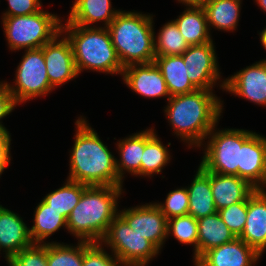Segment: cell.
I'll return each mask as SVG.
<instances>
[{"instance_id": "484cf974", "label": "cell", "mask_w": 266, "mask_h": 266, "mask_svg": "<svg viewBox=\"0 0 266 266\" xmlns=\"http://www.w3.org/2000/svg\"><path fill=\"white\" fill-rule=\"evenodd\" d=\"M241 2V0H207L203 8L209 30L211 27L226 32L236 30L240 19Z\"/></svg>"}, {"instance_id": "5b68a950", "label": "cell", "mask_w": 266, "mask_h": 266, "mask_svg": "<svg viewBox=\"0 0 266 266\" xmlns=\"http://www.w3.org/2000/svg\"><path fill=\"white\" fill-rule=\"evenodd\" d=\"M61 33L71 43L78 75L84 70L120 74L123 67L116 54L108 28L62 24Z\"/></svg>"}, {"instance_id": "8992f818", "label": "cell", "mask_w": 266, "mask_h": 266, "mask_svg": "<svg viewBox=\"0 0 266 266\" xmlns=\"http://www.w3.org/2000/svg\"><path fill=\"white\" fill-rule=\"evenodd\" d=\"M1 19L11 51L41 48L61 33V17L44 11L43 8L30 15Z\"/></svg>"}, {"instance_id": "83f0119b", "label": "cell", "mask_w": 266, "mask_h": 266, "mask_svg": "<svg viewBox=\"0 0 266 266\" xmlns=\"http://www.w3.org/2000/svg\"><path fill=\"white\" fill-rule=\"evenodd\" d=\"M162 143L153 128L146 129V145L141 158V177L159 174L169 163L170 151Z\"/></svg>"}, {"instance_id": "cb8c5ba5", "label": "cell", "mask_w": 266, "mask_h": 266, "mask_svg": "<svg viewBox=\"0 0 266 266\" xmlns=\"http://www.w3.org/2000/svg\"><path fill=\"white\" fill-rule=\"evenodd\" d=\"M197 223V259L204 252L231 242L236 238L218 212L198 219Z\"/></svg>"}, {"instance_id": "277c9868", "label": "cell", "mask_w": 266, "mask_h": 266, "mask_svg": "<svg viewBox=\"0 0 266 266\" xmlns=\"http://www.w3.org/2000/svg\"><path fill=\"white\" fill-rule=\"evenodd\" d=\"M152 14L120 10L108 25L113 46L122 67L155 60Z\"/></svg>"}, {"instance_id": "52a82bcc", "label": "cell", "mask_w": 266, "mask_h": 266, "mask_svg": "<svg viewBox=\"0 0 266 266\" xmlns=\"http://www.w3.org/2000/svg\"><path fill=\"white\" fill-rule=\"evenodd\" d=\"M216 126L206 137L200 166L209 172L238 176L241 146L254 132L234 128L216 130Z\"/></svg>"}, {"instance_id": "d6986e66", "label": "cell", "mask_w": 266, "mask_h": 266, "mask_svg": "<svg viewBox=\"0 0 266 266\" xmlns=\"http://www.w3.org/2000/svg\"><path fill=\"white\" fill-rule=\"evenodd\" d=\"M210 183L216 210L244 201L255 188L236 175L210 172Z\"/></svg>"}, {"instance_id": "44dd1931", "label": "cell", "mask_w": 266, "mask_h": 266, "mask_svg": "<svg viewBox=\"0 0 266 266\" xmlns=\"http://www.w3.org/2000/svg\"><path fill=\"white\" fill-rule=\"evenodd\" d=\"M186 188L189 195L188 214L198 220L217 212L211 190L209 171L199 165L191 185Z\"/></svg>"}, {"instance_id": "3957f363", "label": "cell", "mask_w": 266, "mask_h": 266, "mask_svg": "<svg viewBox=\"0 0 266 266\" xmlns=\"http://www.w3.org/2000/svg\"><path fill=\"white\" fill-rule=\"evenodd\" d=\"M123 186H87L67 219V231L79 241L101 242L118 215Z\"/></svg>"}, {"instance_id": "ba28073f", "label": "cell", "mask_w": 266, "mask_h": 266, "mask_svg": "<svg viewBox=\"0 0 266 266\" xmlns=\"http://www.w3.org/2000/svg\"><path fill=\"white\" fill-rule=\"evenodd\" d=\"M102 245L125 266H146L161 252L151 241L135 232L118 214L110 223Z\"/></svg>"}, {"instance_id": "7402d4cb", "label": "cell", "mask_w": 266, "mask_h": 266, "mask_svg": "<svg viewBox=\"0 0 266 266\" xmlns=\"http://www.w3.org/2000/svg\"><path fill=\"white\" fill-rule=\"evenodd\" d=\"M154 63L160 69L170 96L188 94L198 90L187 75L181 55L156 56Z\"/></svg>"}, {"instance_id": "e575fe53", "label": "cell", "mask_w": 266, "mask_h": 266, "mask_svg": "<svg viewBox=\"0 0 266 266\" xmlns=\"http://www.w3.org/2000/svg\"><path fill=\"white\" fill-rule=\"evenodd\" d=\"M7 264L9 266H48L47 243H33L12 256Z\"/></svg>"}, {"instance_id": "603a6c76", "label": "cell", "mask_w": 266, "mask_h": 266, "mask_svg": "<svg viewBox=\"0 0 266 266\" xmlns=\"http://www.w3.org/2000/svg\"><path fill=\"white\" fill-rule=\"evenodd\" d=\"M116 145L120 156V159L116 158L119 179L123 182L125 172L141 176V158L146 145V129L120 139Z\"/></svg>"}, {"instance_id": "e0dca14e", "label": "cell", "mask_w": 266, "mask_h": 266, "mask_svg": "<svg viewBox=\"0 0 266 266\" xmlns=\"http://www.w3.org/2000/svg\"><path fill=\"white\" fill-rule=\"evenodd\" d=\"M247 245L261 256L266 250V189H255L247 197L246 225L241 233Z\"/></svg>"}, {"instance_id": "8d00e7d4", "label": "cell", "mask_w": 266, "mask_h": 266, "mask_svg": "<svg viewBox=\"0 0 266 266\" xmlns=\"http://www.w3.org/2000/svg\"><path fill=\"white\" fill-rule=\"evenodd\" d=\"M9 6L2 17L24 16L41 11V0H7Z\"/></svg>"}, {"instance_id": "2e32d148", "label": "cell", "mask_w": 266, "mask_h": 266, "mask_svg": "<svg viewBox=\"0 0 266 266\" xmlns=\"http://www.w3.org/2000/svg\"><path fill=\"white\" fill-rule=\"evenodd\" d=\"M261 255L242 239L224 243L204 252L195 262V266H254ZM255 263V264H254Z\"/></svg>"}, {"instance_id": "d590c367", "label": "cell", "mask_w": 266, "mask_h": 266, "mask_svg": "<svg viewBox=\"0 0 266 266\" xmlns=\"http://www.w3.org/2000/svg\"><path fill=\"white\" fill-rule=\"evenodd\" d=\"M235 237L239 238L246 225L247 198L217 211Z\"/></svg>"}, {"instance_id": "60d3db41", "label": "cell", "mask_w": 266, "mask_h": 266, "mask_svg": "<svg viewBox=\"0 0 266 266\" xmlns=\"http://www.w3.org/2000/svg\"><path fill=\"white\" fill-rule=\"evenodd\" d=\"M260 35V41L263 45V47L266 49V27L262 30V32L259 33ZM266 60V59H262Z\"/></svg>"}, {"instance_id": "ffe728a7", "label": "cell", "mask_w": 266, "mask_h": 266, "mask_svg": "<svg viewBox=\"0 0 266 266\" xmlns=\"http://www.w3.org/2000/svg\"><path fill=\"white\" fill-rule=\"evenodd\" d=\"M111 3V0H75L65 23L91 27L104 22V28H107L120 11L112 8Z\"/></svg>"}, {"instance_id": "d4e9b609", "label": "cell", "mask_w": 266, "mask_h": 266, "mask_svg": "<svg viewBox=\"0 0 266 266\" xmlns=\"http://www.w3.org/2000/svg\"><path fill=\"white\" fill-rule=\"evenodd\" d=\"M173 21L189 46L213 41L203 7H186Z\"/></svg>"}, {"instance_id": "b9f144b4", "label": "cell", "mask_w": 266, "mask_h": 266, "mask_svg": "<svg viewBox=\"0 0 266 266\" xmlns=\"http://www.w3.org/2000/svg\"><path fill=\"white\" fill-rule=\"evenodd\" d=\"M261 10L266 12V0H255Z\"/></svg>"}, {"instance_id": "ab89813d", "label": "cell", "mask_w": 266, "mask_h": 266, "mask_svg": "<svg viewBox=\"0 0 266 266\" xmlns=\"http://www.w3.org/2000/svg\"><path fill=\"white\" fill-rule=\"evenodd\" d=\"M186 7H203L207 0H177Z\"/></svg>"}, {"instance_id": "9a60e30c", "label": "cell", "mask_w": 266, "mask_h": 266, "mask_svg": "<svg viewBox=\"0 0 266 266\" xmlns=\"http://www.w3.org/2000/svg\"><path fill=\"white\" fill-rule=\"evenodd\" d=\"M122 79L126 86L145 98L171 97L160 69L154 62L133 64L123 68Z\"/></svg>"}, {"instance_id": "d6a6232c", "label": "cell", "mask_w": 266, "mask_h": 266, "mask_svg": "<svg viewBox=\"0 0 266 266\" xmlns=\"http://www.w3.org/2000/svg\"><path fill=\"white\" fill-rule=\"evenodd\" d=\"M160 211L167 219L187 215L189 210V195L186 187L177 188L167 194L164 203H157Z\"/></svg>"}, {"instance_id": "ac0fdd59", "label": "cell", "mask_w": 266, "mask_h": 266, "mask_svg": "<svg viewBox=\"0 0 266 266\" xmlns=\"http://www.w3.org/2000/svg\"><path fill=\"white\" fill-rule=\"evenodd\" d=\"M32 244L29 227L22 217L0 205V251L5 252L6 261Z\"/></svg>"}, {"instance_id": "9c48e42d", "label": "cell", "mask_w": 266, "mask_h": 266, "mask_svg": "<svg viewBox=\"0 0 266 266\" xmlns=\"http://www.w3.org/2000/svg\"><path fill=\"white\" fill-rule=\"evenodd\" d=\"M24 53L15 73L14 85L4 81L17 105L46 96L54 89L48 79L43 47L26 49Z\"/></svg>"}, {"instance_id": "1f68e13d", "label": "cell", "mask_w": 266, "mask_h": 266, "mask_svg": "<svg viewBox=\"0 0 266 266\" xmlns=\"http://www.w3.org/2000/svg\"><path fill=\"white\" fill-rule=\"evenodd\" d=\"M83 262V241L73 246L58 242L47 243V264L48 266H82Z\"/></svg>"}, {"instance_id": "836d02e7", "label": "cell", "mask_w": 266, "mask_h": 266, "mask_svg": "<svg viewBox=\"0 0 266 266\" xmlns=\"http://www.w3.org/2000/svg\"><path fill=\"white\" fill-rule=\"evenodd\" d=\"M82 266H125L113 253L109 255L101 242L83 241Z\"/></svg>"}, {"instance_id": "6da1fadb", "label": "cell", "mask_w": 266, "mask_h": 266, "mask_svg": "<svg viewBox=\"0 0 266 266\" xmlns=\"http://www.w3.org/2000/svg\"><path fill=\"white\" fill-rule=\"evenodd\" d=\"M213 90L198 89L192 93L171 96L164 111L174 135L189 147H202L209 132L223 113V100Z\"/></svg>"}, {"instance_id": "30bf717a", "label": "cell", "mask_w": 266, "mask_h": 266, "mask_svg": "<svg viewBox=\"0 0 266 266\" xmlns=\"http://www.w3.org/2000/svg\"><path fill=\"white\" fill-rule=\"evenodd\" d=\"M213 41L190 45L181 55L187 68V75L197 89L213 90L222 77Z\"/></svg>"}, {"instance_id": "8fae6325", "label": "cell", "mask_w": 266, "mask_h": 266, "mask_svg": "<svg viewBox=\"0 0 266 266\" xmlns=\"http://www.w3.org/2000/svg\"><path fill=\"white\" fill-rule=\"evenodd\" d=\"M118 214L139 235L151 241L159 250L167 239V218L154 203L122 209Z\"/></svg>"}, {"instance_id": "5bb4252c", "label": "cell", "mask_w": 266, "mask_h": 266, "mask_svg": "<svg viewBox=\"0 0 266 266\" xmlns=\"http://www.w3.org/2000/svg\"><path fill=\"white\" fill-rule=\"evenodd\" d=\"M238 177L255 189L266 188V137L254 132L242 144Z\"/></svg>"}, {"instance_id": "f1b7e54d", "label": "cell", "mask_w": 266, "mask_h": 266, "mask_svg": "<svg viewBox=\"0 0 266 266\" xmlns=\"http://www.w3.org/2000/svg\"><path fill=\"white\" fill-rule=\"evenodd\" d=\"M62 187L48 193L42 200L68 219L72 210L80 201L83 191L88 185L66 179Z\"/></svg>"}, {"instance_id": "f35d334b", "label": "cell", "mask_w": 266, "mask_h": 266, "mask_svg": "<svg viewBox=\"0 0 266 266\" xmlns=\"http://www.w3.org/2000/svg\"><path fill=\"white\" fill-rule=\"evenodd\" d=\"M10 132H0V177L4 169L10 164L11 153Z\"/></svg>"}, {"instance_id": "4dcf8cb0", "label": "cell", "mask_w": 266, "mask_h": 266, "mask_svg": "<svg viewBox=\"0 0 266 266\" xmlns=\"http://www.w3.org/2000/svg\"><path fill=\"white\" fill-rule=\"evenodd\" d=\"M173 235L182 244L193 245L194 262L197 260L198 223L192 215L167 219V238Z\"/></svg>"}, {"instance_id": "4fadbf2b", "label": "cell", "mask_w": 266, "mask_h": 266, "mask_svg": "<svg viewBox=\"0 0 266 266\" xmlns=\"http://www.w3.org/2000/svg\"><path fill=\"white\" fill-rule=\"evenodd\" d=\"M43 55L48 79L54 89L78 77L71 43L64 34L59 33L46 43L43 46Z\"/></svg>"}, {"instance_id": "4316f807", "label": "cell", "mask_w": 266, "mask_h": 266, "mask_svg": "<svg viewBox=\"0 0 266 266\" xmlns=\"http://www.w3.org/2000/svg\"><path fill=\"white\" fill-rule=\"evenodd\" d=\"M34 224L30 230L33 243L45 244V240L64 227L67 229V219L59 212L51 209L43 200L37 204L34 211Z\"/></svg>"}, {"instance_id": "7a4b0ae2", "label": "cell", "mask_w": 266, "mask_h": 266, "mask_svg": "<svg viewBox=\"0 0 266 266\" xmlns=\"http://www.w3.org/2000/svg\"><path fill=\"white\" fill-rule=\"evenodd\" d=\"M74 145L70 150L68 180L88 186H122L116 170V158L97 132L80 116L76 122Z\"/></svg>"}, {"instance_id": "f546056e", "label": "cell", "mask_w": 266, "mask_h": 266, "mask_svg": "<svg viewBox=\"0 0 266 266\" xmlns=\"http://www.w3.org/2000/svg\"><path fill=\"white\" fill-rule=\"evenodd\" d=\"M161 28L158 35L154 36L156 56L182 55L189 48L173 20Z\"/></svg>"}, {"instance_id": "7c38bea8", "label": "cell", "mask_w": 266, "mask_h": 266, "mask_svg": "<svg viewBox=\"0 0 266 266\" xmlns=\"http://www.w3.org/2000/svg\"><path fill=\"white\" fill-rule=\"evenodd\" d=\"M224 91L266 107V60L236 72L218 83Z\"/></svg>"}, {"instance_id": "74e56055", "label": "cell", "mask_w": 266, "mask_h": 266, "mask_svg": "<svg viewBox=\"0 0 266 266\" xmlns=\"http://www.w3.org/2000/svg\"><path fill=\"white\" fill-rule=\"evenodd\" d=\"M16 105L6 84L0 81V132H9L1 121L15 109Z\"/></svg>"}]
</instances>
